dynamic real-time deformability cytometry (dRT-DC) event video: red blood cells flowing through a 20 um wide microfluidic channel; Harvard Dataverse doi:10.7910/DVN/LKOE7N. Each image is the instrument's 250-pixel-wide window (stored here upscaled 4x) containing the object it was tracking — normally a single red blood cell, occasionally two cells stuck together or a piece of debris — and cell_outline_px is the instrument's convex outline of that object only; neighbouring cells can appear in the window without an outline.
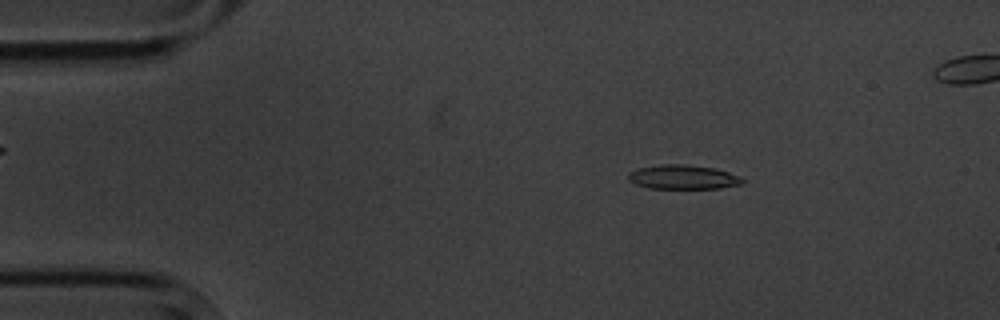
{"species": "common noctule bat (a hibernating species)", "species_latin": "Nyctalus noctula", "temperature_condition": "cold", "stored_images_in_passage": 5, "camera_frame_rate_fps": 3000, "um_per_image_px": 0.085, "animal": {"sex": "male", "body_mass_g": 20.1, "forearm_length_mm": 53.5}, "frame": {"image": 1, "passage_image": 2, "time_ms": 1.333, "image_size_px": [1000, 320], "cell_outline_px": [[744, 180], [740, 184], [720, 188], [648, 188], [636, 184], [628, 180], [628, 172], [636, 168], [660, 164], [680, 164], [716, 168], [740, 176]], "centroid_in_image_um": [58.01, 15.04], "position_along_channel_um": 27.0, "area_um2": 16.13}}